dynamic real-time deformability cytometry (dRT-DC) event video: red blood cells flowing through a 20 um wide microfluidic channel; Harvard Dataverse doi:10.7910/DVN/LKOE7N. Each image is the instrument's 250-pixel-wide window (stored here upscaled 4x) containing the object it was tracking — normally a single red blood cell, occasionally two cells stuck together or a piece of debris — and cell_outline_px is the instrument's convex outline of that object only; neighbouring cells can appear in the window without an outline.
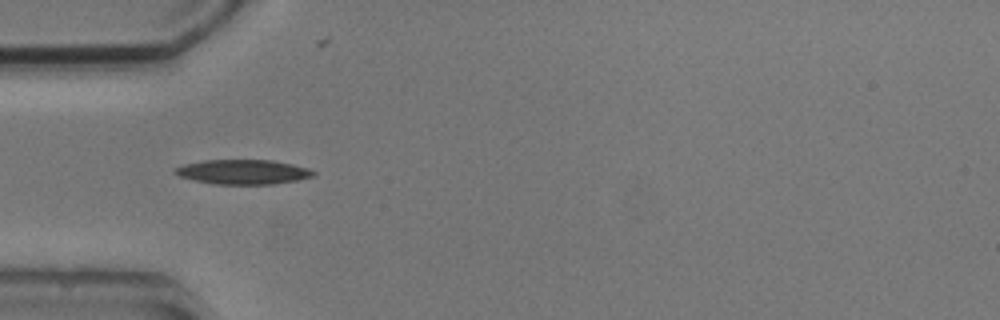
{"species": "common noctule bat (a hibernating species)", "species_latin": "Nyctalus noctula", "temperature_condition": "cold", "stored_images_in_passage": 7, "camera_frame_rate_fps": 3000, "um_per_image_px": 0.085, "animal": {"sex": "male", "body_mass_g": 20.5, "forearm_length_mm": 52.5}, "frame": {"image": 1, "passage_image": 4, "time_ms": 4.333, "image_size_px": [1000, 320], "cell_outline_px": [[316, 176], [296, 180], [272, 184], [212, 184], [180, 176], [172, 172], [172, 168], [184, 164], [204, 160], [272, 160], [292, 164], [308, 168], [316, 172]], "centroid_in_image_um": [20.65, 14.61], "position_along_channel_um": 64.4, "area_um2": 19.88}}